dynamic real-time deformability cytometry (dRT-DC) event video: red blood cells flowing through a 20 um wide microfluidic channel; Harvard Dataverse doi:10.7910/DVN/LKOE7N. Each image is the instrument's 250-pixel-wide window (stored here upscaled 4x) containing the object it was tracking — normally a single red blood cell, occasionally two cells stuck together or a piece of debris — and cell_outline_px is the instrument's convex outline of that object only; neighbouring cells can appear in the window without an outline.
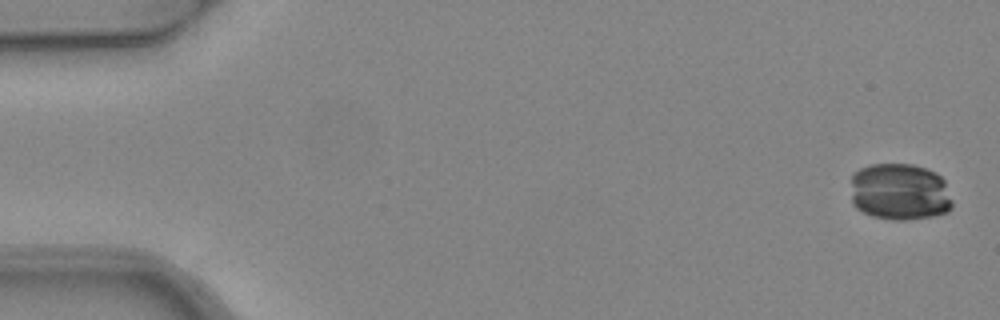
{"species": "common noctule bat (a hibernating species)", "species_latin": "Nyctalus noctula", "temperature_condition": "warm", "stored_images_in_passage": 6, "camera_frame_rate_fps": 3000, "um_per_image_px": 0.085, "animal": {"sex": "female", "body_mass_g": 24.6, "forearm_length_mm": 56.2}, "frame": {"image": 1, "passage_image": 1, "time_ms": 0.0, "image_size_px": [1000, 320], "cell_outline_px": [[952, 208], [948, 212], [932, 216], [904, 220], [896, 220], [872, 216], [856, 208], [852, 204], [852, 176], [860, 168], [872, 164], [912, 164], [936, 172], [944, 180], [952, 200]], "centroid_in_image_um": [76.49, 16.31], "position_along_channel_um": 8.5, "area_um2": 33.87}}
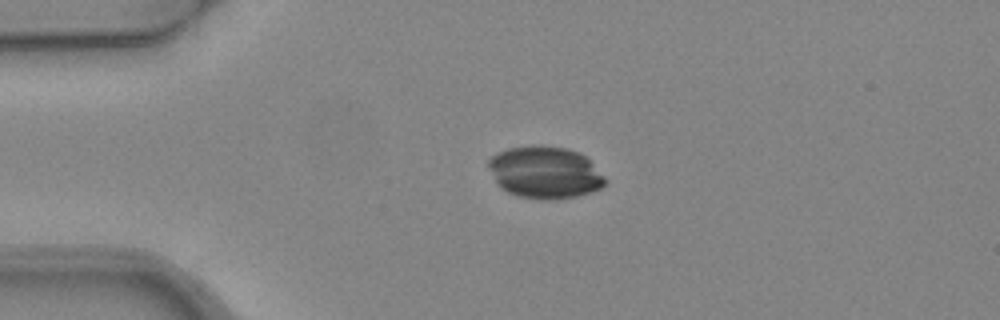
{"frame": {"image": 2, "passage_image": 4, "time_ms": 1.0, "image_size_px": [1000, 320], "cell_outline_px": [[604, 184], [600, 188], [576, 196], [520, 196], [508, 192], [500, 188], [488, 168], [488, 160], [496, 152], [508, 148], [568, 148], [580, 152], [604, 176]], "centroid_in_image_um": [46.28, 14.63], "position_along_channel_um": 38.7, "area_um2": 33.58}}